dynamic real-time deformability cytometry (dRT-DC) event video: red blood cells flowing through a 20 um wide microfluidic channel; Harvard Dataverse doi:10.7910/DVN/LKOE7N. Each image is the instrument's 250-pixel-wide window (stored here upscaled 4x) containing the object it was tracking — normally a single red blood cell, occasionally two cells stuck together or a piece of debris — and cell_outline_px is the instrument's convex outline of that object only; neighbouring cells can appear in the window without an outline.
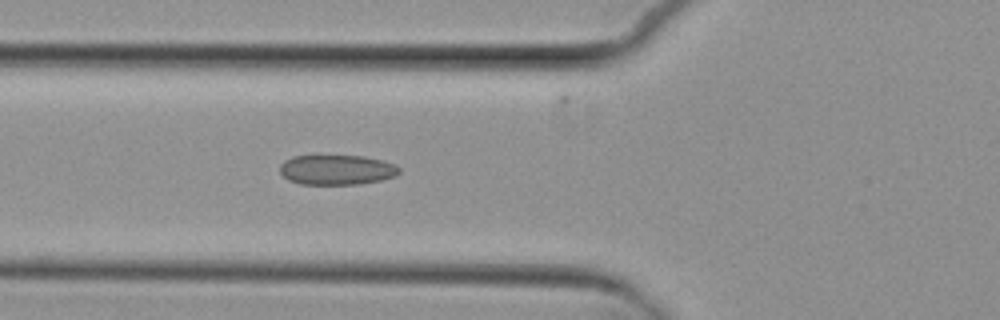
{"species": "common noctule bat (a hibernating species)", "species_latin": "Nyctalus noctula", "temperature_condition": "cold", "stored_images_in_passage": 6, "camera_frame_rate_fps": 3000, "um_per_image_px": 0.085, "animal": {"sex": "female", "body_mass_g": 29.2, "forearm_length_mm": 56.3}, "frame": {"image": 1, "passage_image": 6, "time_ms": 6.667, "image_size_px": [1000, 320], "cell_outline_px": [[400, 172], [396, 176], [380, 180], [360, 184], [300, 184], [288, 180], [280, 172], [280, 164], [284, 160], [292, 156], [320, 152], [364, 156], [384, 160], [396, 164], [400, 168]], "centroid_in_image_um": [28.6, 14.37], "position_along_channel_um": 97.2, "area_um2": 22.02}}